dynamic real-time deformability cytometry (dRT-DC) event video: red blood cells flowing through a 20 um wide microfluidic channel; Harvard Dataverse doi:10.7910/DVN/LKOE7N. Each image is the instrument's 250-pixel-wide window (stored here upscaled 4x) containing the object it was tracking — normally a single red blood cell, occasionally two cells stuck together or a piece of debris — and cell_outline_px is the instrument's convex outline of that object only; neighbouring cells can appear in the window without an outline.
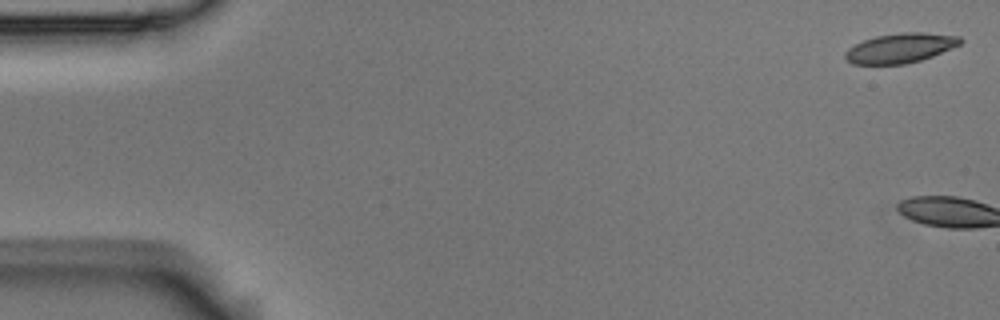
{"species": "Egyptian fruit bat (a non-hibernating species)", "species_latin": "Rousettus aegyptiacus", "temperature_condition": "room temperature", "stored_images_in_passage": 9, "camera_frame_rate_fps": 3000, "um_per_image_px": 0.085, "animal": {"sex": "male"}, "frame": {"image": 1, "passage_image": 1, "time_ms": 0.0, "image_size_px": [1000, 320], "cell_outline_px": [[964, 40], [960, 44], [952, 48], [932, 56], [920, 60], [904, 64], [852, 64], [844, 56], [844, 52], [848, 48], [864, 40], [876, 36], [900, 32], [924, 32], [960, 36]], "centroid_in_image_um": [76.54, 4.07], "position_along_channel_um": 8.5, "area_um2": 19.88}}
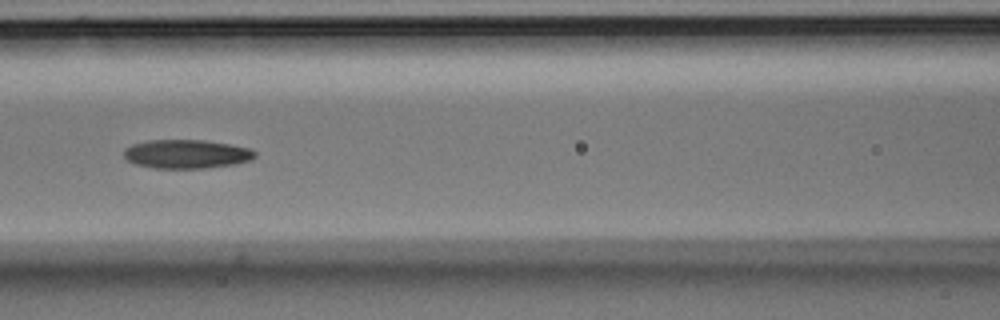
{"frame": {"image": 2, "passage_image": 7, "time_ms": 2.0, "image_size_px": [1000, 320], "cell_outline_px": [[256, 156], [252, 160], [236, 164], [208, 168], [152, 168], [136, 164], [128, 160], [124, 156], [124, 148], [132, 144], [148, 140], [204, 140], [252, 148], [256, 152]], "centroid_in_image_um": [15.88, 13.09], "position_along_channel_um": 150.7, "area_um2": 22.2}}
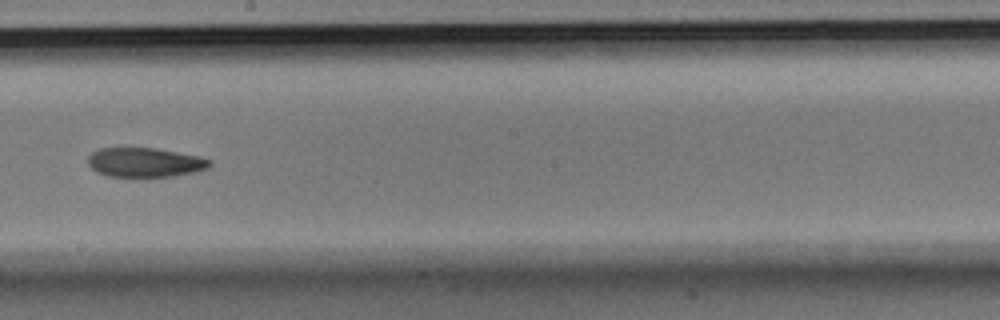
{"frame": {"image": 3, "passage_image": 9, "time_ms": 2.667, "image_size_px": [1000, 320], "cell_outline_px": [[212, 164], [208, 168], [192, 172], [172, 176], [144, 180], [108, 176], [96, 172], [88, 164], [88, 156], [92, 152], [100, 148], [156, 148], [200, 156], [212, 160]], "centroid_in_image_um": [12.31, 13.85], "position_along_channel_um": 235.9, "area_um2": 21.68}}